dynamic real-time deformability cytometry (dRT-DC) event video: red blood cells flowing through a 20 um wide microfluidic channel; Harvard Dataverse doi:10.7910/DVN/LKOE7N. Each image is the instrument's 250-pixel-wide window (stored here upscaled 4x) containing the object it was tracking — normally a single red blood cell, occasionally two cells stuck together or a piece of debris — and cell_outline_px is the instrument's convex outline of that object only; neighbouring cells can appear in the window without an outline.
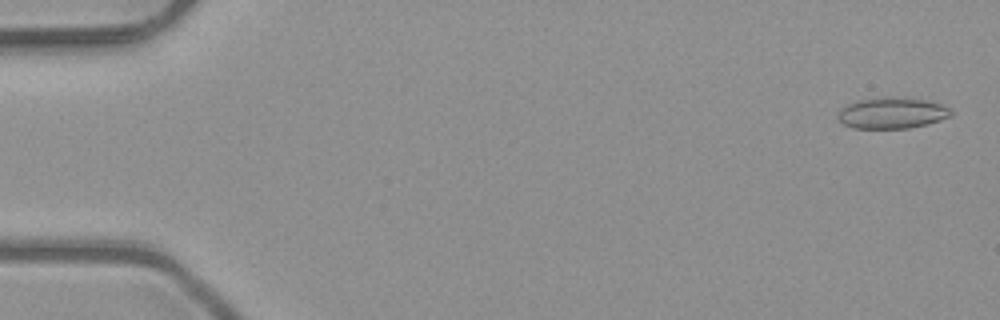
{"species": "common noctule bat (a hibernating species)", "species_latin": "Nyctalus noctula", "temperature_condition": "room temperature", "stored_images_in_passage": 6, "camera_frame_rate_fps": 3000, "um_per_image_px": 0.085, "animal": {"sex": "male", "body_mass_g": 23.1, "forearm_length_mm": 52.7}, "frame": {"image": 1, "passage_image": 1, "time_ms": 0.0, "image_size_px": [1000, 320], "cell_outline_px": [[952, 112], [948, 116], [940, 120], [928, 124], [908, 128], [856, 128], [844, 124], [840, 120], [840, 112], [848, 104], [856, 100], [884, 96], [892, 96], [924, 100], [944, 104]], "centroid_in_image_um": [75.85, 9.59], "position_along_channel_um": 9.1, "area_um2": 20.29}}
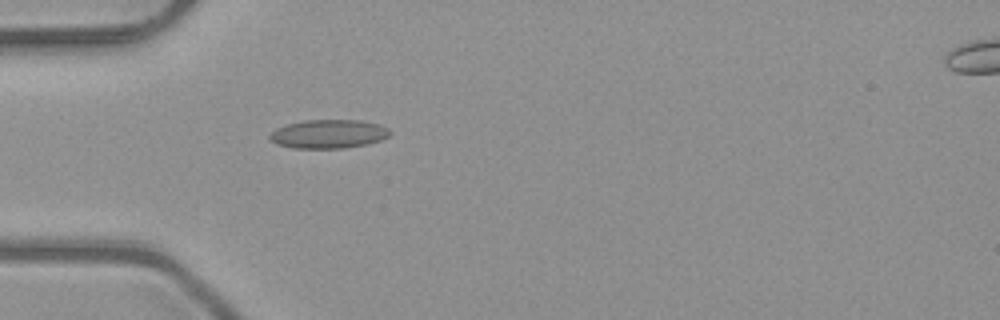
{"frame": {"image": 2, "passage_image": 5, "time_ms": 1.333, "image_size_px": [1000, 320], "cell_outline_px": [[392, 132], [388, 136], [380, 140], [364, 144], [344, 148], [292, 148], [276, 144], [268, 136], [276, 128], [288, 124], [304, 120], [360, 120], [380, 124], [388, 128]], "centroid_in_image_um": [27.93, 11.38], "position_along_channel_um": 57.1, "area_um2": 20.06}}